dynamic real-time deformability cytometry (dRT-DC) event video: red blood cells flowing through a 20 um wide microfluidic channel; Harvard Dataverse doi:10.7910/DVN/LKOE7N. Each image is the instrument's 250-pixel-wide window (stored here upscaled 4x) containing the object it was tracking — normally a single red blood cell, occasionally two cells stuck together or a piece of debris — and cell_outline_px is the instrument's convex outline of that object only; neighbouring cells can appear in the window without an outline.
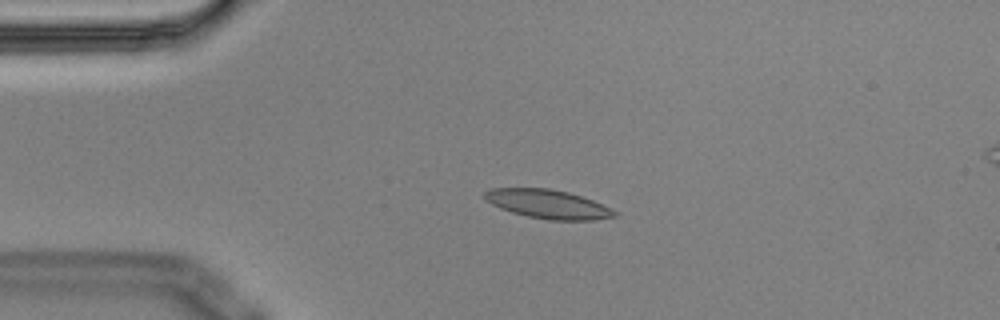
{"species": "Egyptian fruit bat (a non-hibernating species)", "species_latin": "Rousettus aegyptiacus", "temperature_condition": "cold", "stored_images_in_passage": 6, "camera_frame_rate_fps": 3000, "um_per_image_px": 0.085, "animal": {"sex": "male"}, "frame": {"image": 1, "passage_image": 4, "time_ms": 1.0, "image_size_px": [1000, 320], "cell_outline_px": [[620, 216], [596, 220], [548, 220], [528, 216], [512, 212], [500, 208], [484, 200], [484, 192], [492, 188], [548, 188], [568, 192], [592, 200], [612, 208]], "centroid_in_image_um": [46.59, 17.35], "position_along_channel_um": 38.4, "area_um2": 21.91}}